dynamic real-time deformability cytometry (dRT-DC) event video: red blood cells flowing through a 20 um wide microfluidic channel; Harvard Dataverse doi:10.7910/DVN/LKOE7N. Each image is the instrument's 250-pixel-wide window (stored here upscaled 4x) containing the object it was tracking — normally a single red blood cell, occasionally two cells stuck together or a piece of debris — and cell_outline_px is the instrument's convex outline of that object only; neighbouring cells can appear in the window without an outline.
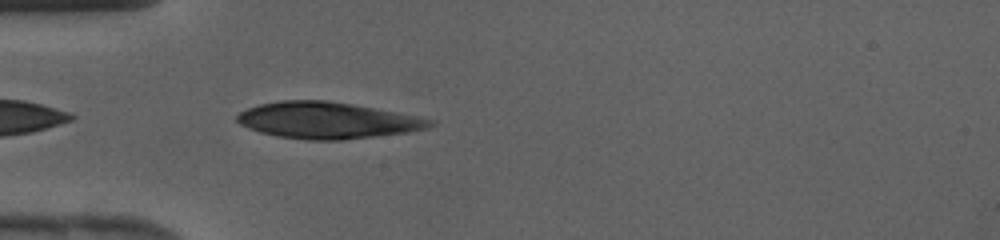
{"species": "human", "species_latin": "Homo sapiens", "temperature_condition": "cold", "stored_images_in_passage": 30, "camera_frame_rate_fps": 3000, "um_per_image_px": 0.085, "donor": {"sex": "female"}, "frame": {"image": 1, "passage_image": 1, "time_ms": 0.0, "image_size_px": [1000, 240], "cell_outline_px": [[436, 124], [428, 128], [408, 132], [340, 140], [308, 140], [276, 136], [260, 132], [248, 128], [240, 124], [236, 120], [236, 116], [240, 112], [248, 108], [260, 104], [280, 100], [328, 100], [352, 104], [420, 116], [436, 120]], "centroid_in_image_um": [27.85, 10.23], "position_along_channel_um": 57.2, "area_um2": 41.1}}
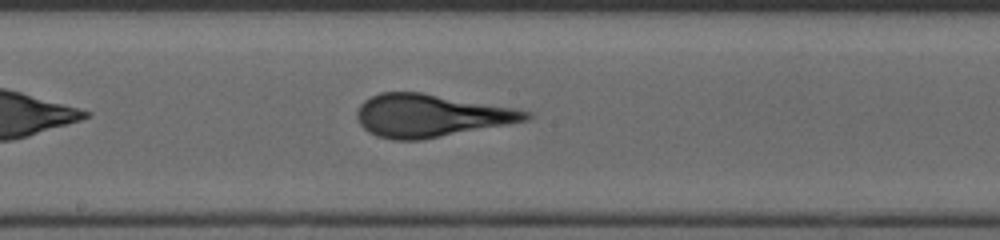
{"frame": {"image": 2, "passage_image": 11, "time_ms": 3.333, "image_size_px": [1000, 240], "cell_outline_px": [[532, 116], [528, 120], [508, 124], [420, 140], [392, 140], [376, 136], [368, 132], [360, 124], [356, 116], [356, 112], [360, 104], [364, 100], [380, 92], [420, 92], [512, 108], [532, 112]], "centroid_in_image_um": [36.55, 9.83], "position_along_channel_um": 211.6, "area_um2": 41.73}}
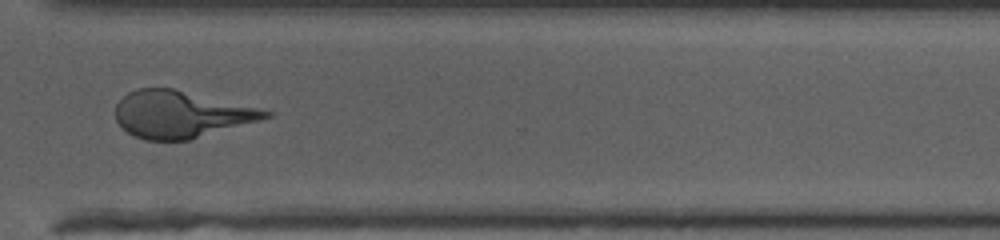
{"frame": {"image": 3, "passage_image": 20, "time_ms": 6.333, "image_size_px": [1000, 240], "cell_outline_px": [[272, 116], [260, 120], [188, 140], [144, 140], [128, 132], [116, 120], [116, 104], [128, 92], [140, 88], [172, 88], [256, 108], [272, 112]], "centroid_in_image_um": [15.33, 9.72], "position_along_channel_um": 355.3, "area_um2": 40.17}}